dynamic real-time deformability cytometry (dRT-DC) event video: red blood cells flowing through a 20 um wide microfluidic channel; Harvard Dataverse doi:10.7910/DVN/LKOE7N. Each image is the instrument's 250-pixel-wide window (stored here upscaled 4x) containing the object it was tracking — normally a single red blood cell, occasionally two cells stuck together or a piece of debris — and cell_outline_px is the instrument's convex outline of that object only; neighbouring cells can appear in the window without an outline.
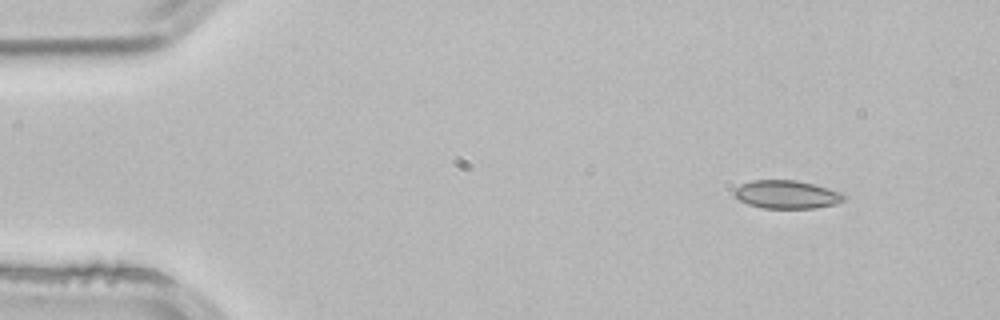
{"species": "common noctule bat (a hibernating species)", "species_latin": "Nyctalus noctula", "temperature_condition": "room temperature", "stored_images_in_passage": 3, "camera_frame_rate_fps": 3000, "um_per_image_px": 0.085, "animal": {"sex": "male", "body_mass_g": 21.5, "forearm_length_mm": 52.0}, "frame": {"image": 1, "passage_image": 1, "time_ms": 0.0, "image_size_px": [1000, 320], "cell_outline_px": [[848, 196], [844, 200], [836, 204], [816, 208], [764, 208], [748, 204], [740, 200], [732, 192], [736, 188], [752, 180], [796, 180], [812, 184], [840, 192]], "centroid_in_image_um": [66.89, 16.54], "position_along_channel_um": 18.1, "area_um2": 17.86}}
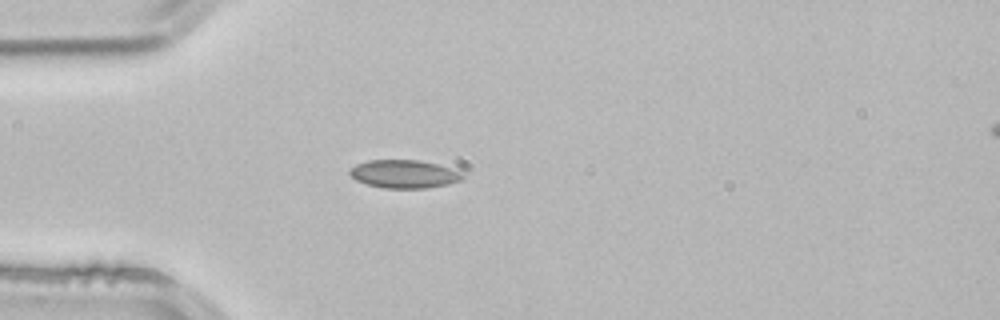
{"frame": {"image": 2, "passage_image": 3, "time_ms": 0.667, "image_size_px": [1000, 320], "cell_outline_px": [[464, 176], [460, 180], [448, 184], [428, 188], [384, 188], [368, 184], [356, 180], [348, 172], [356, 164], [368, 160], [420, 160], [452, 168], [464, 172]], "centroid_in_image_um": [34.38, 14.79], "position_along_channel_um": 50.6, "area_um2": 18.5}}